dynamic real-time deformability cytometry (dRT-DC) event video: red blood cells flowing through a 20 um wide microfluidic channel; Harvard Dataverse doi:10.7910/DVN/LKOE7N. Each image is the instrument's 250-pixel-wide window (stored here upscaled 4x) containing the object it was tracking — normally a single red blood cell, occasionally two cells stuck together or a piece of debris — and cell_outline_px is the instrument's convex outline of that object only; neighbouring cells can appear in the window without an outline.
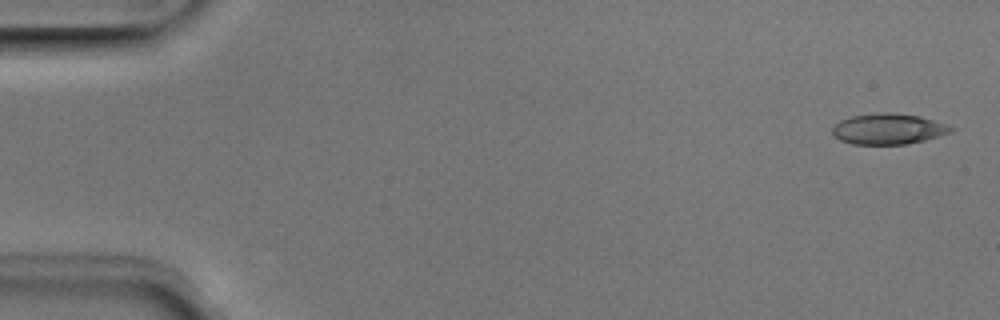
{"species": "Egyptian fruit bat (a non-hibernating species)", "species_latin": "Rousettus aegyptiacus", "temperature_condition": "room temperature", "stored_images_in_passage": 51, "camera_frame_rate_fps": 3000, "um_per_image_px": 0.085, "animal": {"sex": "male"}, "frame": {"image": 1, "passage_image": 2, "time_ms": 0.333, "image_size_px": [1000, 320], "cell_outline_px": [[952, 132], [924, 140], [904, 144], [852, 144], [840, 140], [832, 132], [832, 128], [840, 120], [852, 116], [884, 112], [888, 112], [920, 116], [944, 124], [952, 128]], "centroid_in_image_um": [75.47, 10.96], "position_along_channel_um": 9.5, "area_um2": 20.87}}
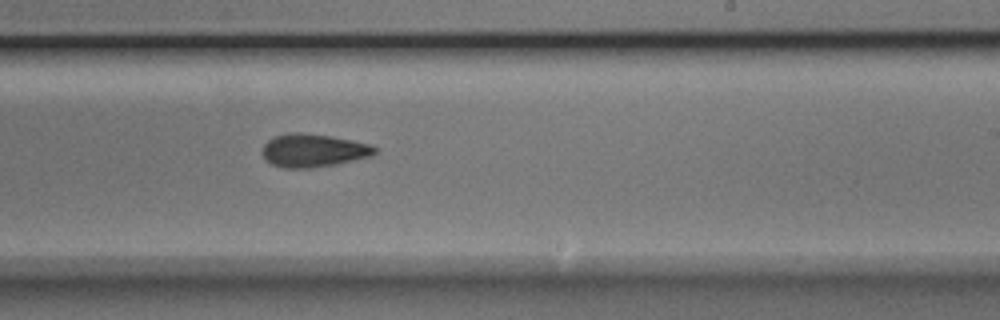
{"frame": {"image": 2, "passage_image": 31, "time_ms": 10.0, "image_size_px": [1000, 320], "cell_outline_px": [[376, 152], [372, 156], [336, 164], [312, 168], [284, 168], [272, 164], [264, 160], [264, 144], [268, 140], [276, 136], [288, 132], [300, 132], [332, 136], [352, 140], [368, 144], [376, 148]], "centroid_in_image_um": [26.63, 12.79], "position_along_channel_um": 262.4, "area_um2": 21.68}}
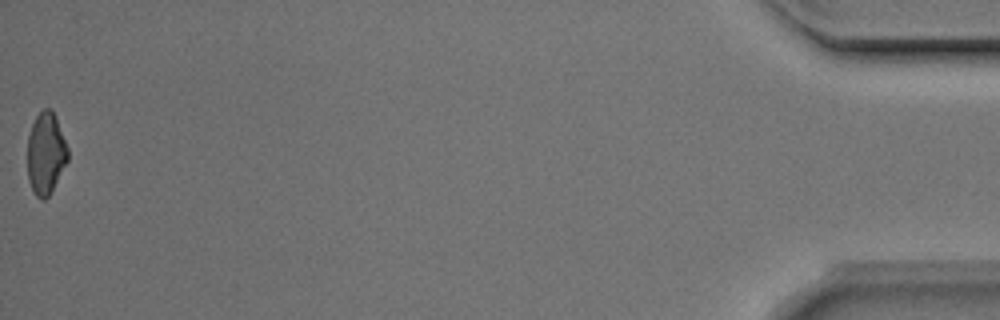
{"frame": {"image": 3, "passage_image": 51, "time_ms": 16.667, "image_size_px": [1000, 320], "cell_outline_px": [[68, 160], [48, 196], [44, 200], [40, 200], [36, 196], [28, 180], [28, 136], [32, 124], [36, 116], [44, 108], [48, 108], [56, 116], [68, 148]], "centroid_in_image_um": [3.89, 13.03], "position_along_channel_um": 431.3, "area_um2": 19.07}, "authors_computed_cell_mechanics": {"area_um2": 21.097, "velocity_mm_per_s": 4.003, "shape_relaxation_time_tau1_ms": 5.4174, "shape_relaxation_time_tau2_ms": 3.6333, "deformation_change_tau1": 0.1383, "deformation_change_tau2": 0.119}}